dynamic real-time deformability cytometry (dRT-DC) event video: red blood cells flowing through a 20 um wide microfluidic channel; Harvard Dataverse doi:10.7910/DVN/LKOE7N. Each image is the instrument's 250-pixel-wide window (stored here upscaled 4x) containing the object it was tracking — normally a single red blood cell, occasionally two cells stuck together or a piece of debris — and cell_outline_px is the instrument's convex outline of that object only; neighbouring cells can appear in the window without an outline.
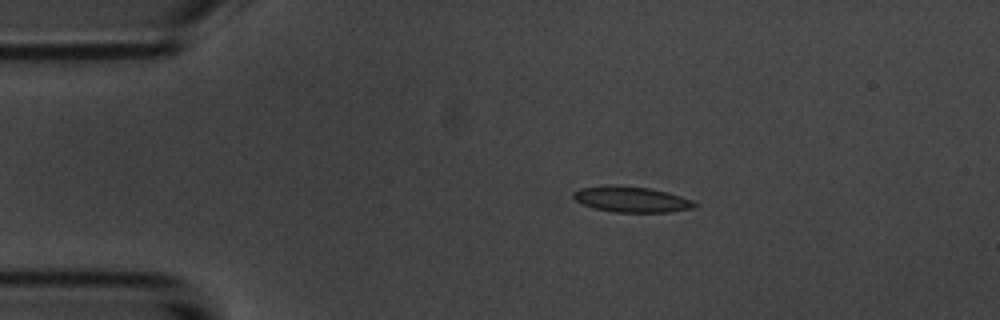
{"species": "common noctule bat (a hibernating species)", "species_latin": "Nyctalus noctula", "temperature_condition": "room temperature", "stored_images_in_passage": 7, "camera_frame_rate_fps": 3000, "um_per_image_px": 0.085, "animal": {"sex": "male", "body_mass_g": 20.1, "forearm_length_mm": 53.5}, "frame": {"image": 1, "passage_image": 2, "time_ms": 2.0, "image_size_px": [1000, 320], "cell_outline_px": [[696, 208], [668, 212], [616, 212], [596, 208], [584, 204], [576, 200], [572, 196], [572, 192], [580, 188], [604, 184], [652, 188], [668, 192], [692, 200], [696, 204]], "centroid_in_image_um": [53.67, 16.93], "position_along_channel_um": 31.3, "area_um2": 18.21}}
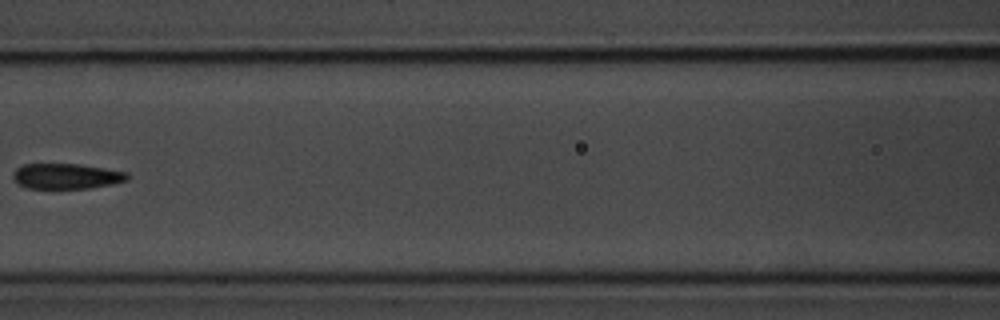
{"frame": {"image": 2, "passage_image": 6, "time_ms": 6.667, "image_size_px": [1000, 320], "cell_outline_px": [[128, 180], [112, 184], [88, 188], [28, 188], [16, 184], [12, 180], [12, 176], [16, 168], [24, 164], [80, 164], [128, 172]], "centroid_in_image_um": [5.61, 14.97], "position_along_channel_um": 161.0, "area_um2": 16.99}}
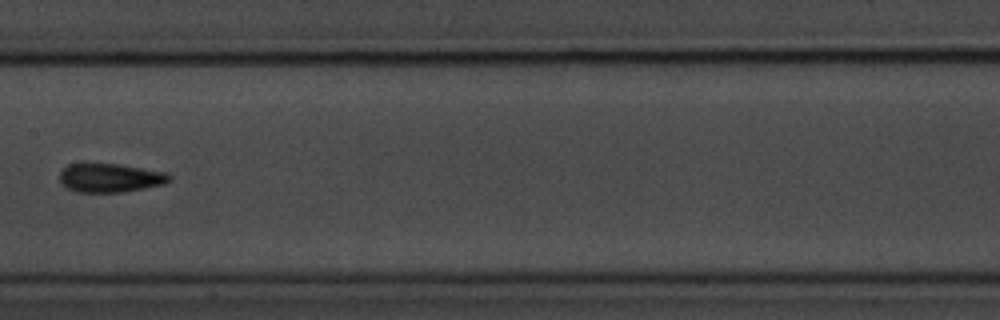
{"frame": {"image": 3, "passage_image": 7, "time_ms": 7.667, "image_size_px": [1000, 320], "cell_outline_px": [[172, 180], [164, 184], [144, 188], [120, 192], [76, 192], [60, 184], [60, 172], [68, 164], [120, 164], [168, 172], [172, 176]], "centroid_in_image_um": [9.4, 15.11], "position_along_channel_um": 198.0, "area_um2": 18.5}}